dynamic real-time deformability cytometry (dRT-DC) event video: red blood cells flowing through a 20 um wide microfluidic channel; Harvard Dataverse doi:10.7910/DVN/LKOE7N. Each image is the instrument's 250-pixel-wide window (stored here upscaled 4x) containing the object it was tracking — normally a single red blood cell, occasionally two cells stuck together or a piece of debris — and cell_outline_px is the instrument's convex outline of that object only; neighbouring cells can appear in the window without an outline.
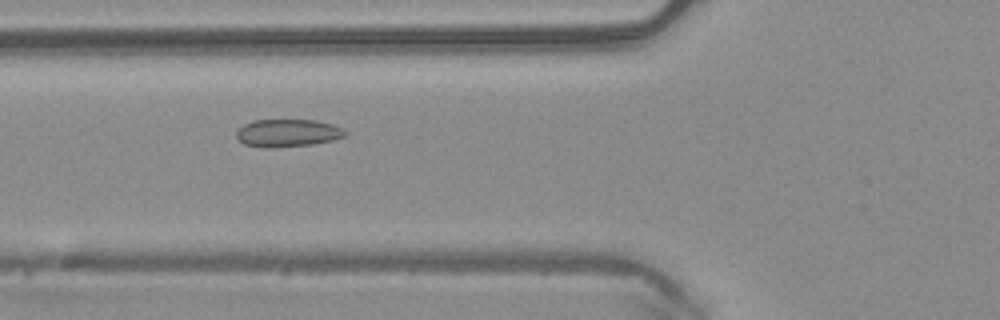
{"species": "common noctule bat (a hibernating species)", "species_latin": "Nyctalus noctula", "temperature_condition": "warm", "stored_images_in_passage": 50, "camera_frame_rate_fps": 3000, "um_per_image_px": 0.085, "animal": {"sex": "male", "body_mass_g": 20.4}, "frame": {"image": 1, "passage_image": 19, "time_ms": 6.0, "image_size_px": [1000, 320], "cell_outline_px": [[348, 132], [344, 136], [332, 140], [312, 144], [272, 148], [264, 148], [244, 144], [236, 136], [236, 132], [244, 124], [252, 120], [316, 120], [332, 124]], "centroid_in_image_um": [24.43, 11.3], "position_along_channel_um": 101.4, "area_um2": 17.46}}
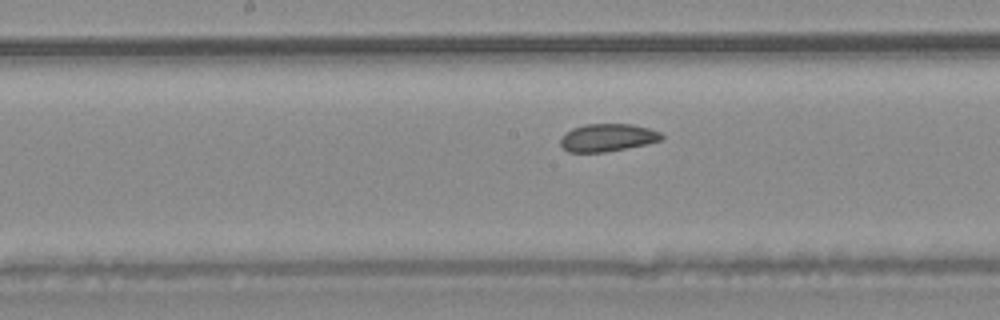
{"frame": {"image": 2, "passage_image": 26, "time_ms": 8.333, "image_size_px": [1000, 320], "cell_outline_px": [[664, 136], [660, 140], [644, 144], [604, 152], [568, 152], [560, 144], [560, 140], [572, 128], [584, 124], [632, 124], [648, 128], [660, 132]], "centroid_in_image_um": [51.63, 11.69], "position_along_channel_um": 196.6, "area_um2": 16.01}}
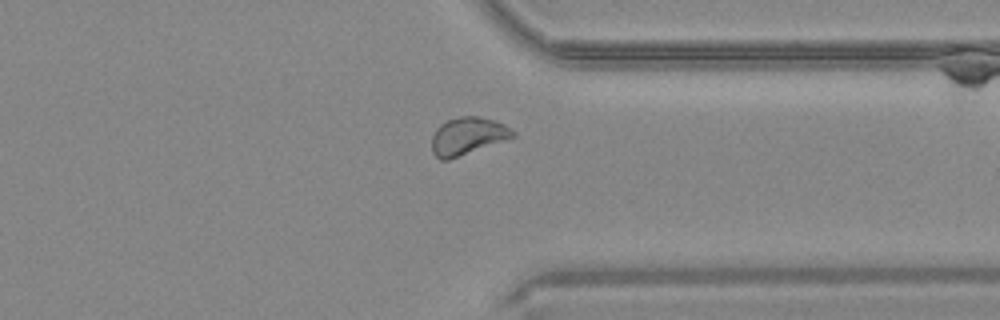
{"frame": {"image": 3, "passage_image": 39, "time_ms": 12.667, "image_size_px": [1000, 320], "cell_outline_px": [[516, 136], [448, 160], [440, 160], [432, 152], [432, 136], [436, 128], [440, 124], [448, 120], [460, 116], [476, 116], [492, 120], [504, 124], [516, 132]], "centroid_in_image_um": [39.73, 11.56], "position_along_channel_um": 371.7, "area_um2": 17.51}, "authors_computed_cell_mechanics": {"area_um2": 17.8024, "velocity_mm_per_s": 4.0769, "shape_relaxation_time_tau1_ms": null, "shape_relaxation_time_tau2_ms": 1.7159, "deformation_change_tau1": null, "deformation_change_tau2": 0.0526}}